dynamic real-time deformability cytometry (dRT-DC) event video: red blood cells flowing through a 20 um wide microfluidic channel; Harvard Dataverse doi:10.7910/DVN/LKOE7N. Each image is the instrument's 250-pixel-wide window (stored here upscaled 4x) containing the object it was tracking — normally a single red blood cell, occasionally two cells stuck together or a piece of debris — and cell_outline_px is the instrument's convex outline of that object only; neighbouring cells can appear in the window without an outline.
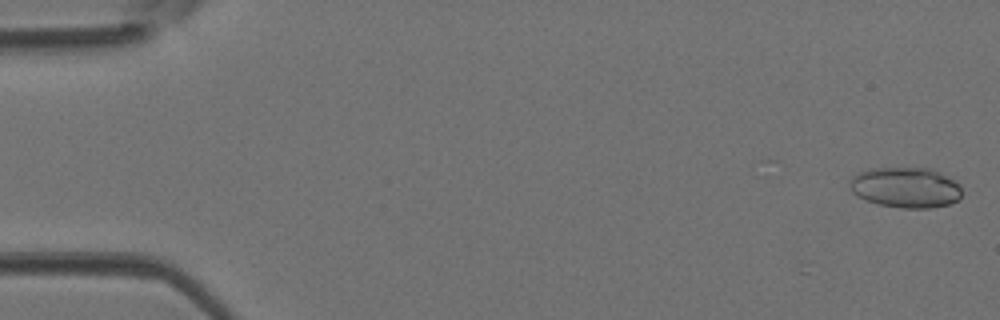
{"species": "Egyptian fruit bat (a non-hibernating species)", "species_latin": "Rousettus aegyptiacus", "temperature_condition": "room temperature", "stored_images_in_passage": 3, "camera_frame_rate_fps": 3000, "um_per_image_px": 0.085, "animal": {"sex": "female"}, "frame": {"image": 1, "passage_image": 1, "time_ms": 0.0, "image_size_px": [1000, 320], "cell_outline_px": [[960, 196], [956, 200], [948, 204], [932, 208], [900, 208], [880, 204], [864, 200], [856, 196], [852, 192], [848, 184], [848, 180], [852, 176], [868, 168], [932, 168], [960, 184]], "centroid_in_image_um": [76.92, 15.93], "position_along_channel_um": 8.1, "area_um2": 26.59}}